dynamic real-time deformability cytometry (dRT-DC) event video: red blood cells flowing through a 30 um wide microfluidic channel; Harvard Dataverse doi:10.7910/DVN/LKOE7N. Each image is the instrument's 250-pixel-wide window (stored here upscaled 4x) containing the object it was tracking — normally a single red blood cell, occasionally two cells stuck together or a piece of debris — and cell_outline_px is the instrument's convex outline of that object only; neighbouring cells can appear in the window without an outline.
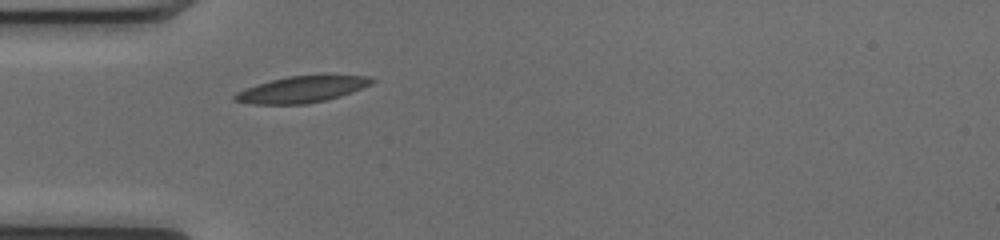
{"species": "common noctule bat (a hibernating species)", "species_latin": "Nyctalus noctula", "temperature_condition": "cold", "stored_images_in_passage": 36, "camera_frame_rate_fps": 3000, "um_per_image_px": 0.085, "animal": {"sex": "female", "body_mass_g": 17.0, "forearm_length_mm": 48.0}, "frame": {"image": 1, "passage_image": 1, "time_ms": 0.0, "image_size_px": [1000, 240], "cell_outline_px": [[376, 80], [372, 84], [352, 92], [340, 96], [324, 100], [304, 104], [248, 104], [232, 100], [232, 96], [236, 92], [244, 88], [272, 80], [288, 76], [368, 76]], "centroid_in_image_um": [25.59, 7.61], "position_along_channel_um": 59.4, "area_um2": 20.81}}
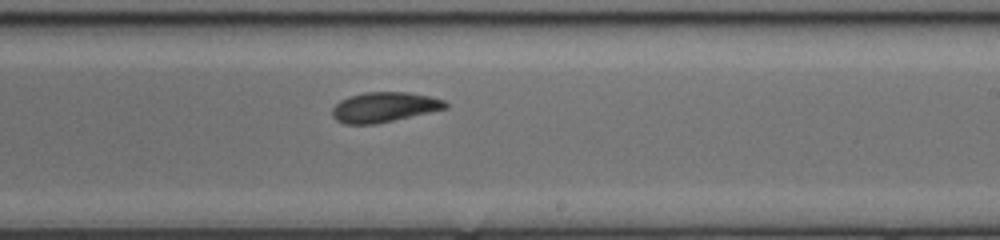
{"frame": {"image": 2, "passage_image": 16, "time_ms": 5.0, "image_size_px": [1000, 240], "cell_outline_px": [[448, 108], [376, 124], [344, 124], [336, 120], [332, 116], [332, 108], [340, 100], [348, 96], [364, 92], [408, 92], [428, 96], [444, 100], [448, 104]], "centroid_in_image_um": [32.63, 9.11], "position_along_channel_um": 256.4, "area_um2": 19.83}}
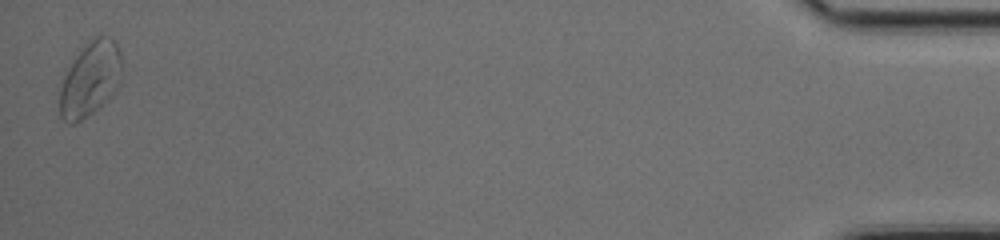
{"frame": {"image": 3, "passage_image": 36, "time_ms": 11.667, "image_size_px": [1000, 240], "cell_outline_px": [[120, 84], [92, 112], [76, 124], [68, 124], [60, 116], [60, 88], [64, 76], [72, 56], [92, 36], [112, 36], [120, 48]], "centroid_in_image_um": [7.63, 6.65], "position_along_channel_um": 427.6, "area_um2": 27.11}, "authors_computed_cell_mechanics": {"area_um2": 20.1433, "velocity_mm_per_s": 4.0096, "shape_relaxation_time_tau1_ms": null, "shape_relaxation_time_tau2_ms": 5.3898, "deformation_change_tau1": null, "deformation_change_tau2": 0.107}}